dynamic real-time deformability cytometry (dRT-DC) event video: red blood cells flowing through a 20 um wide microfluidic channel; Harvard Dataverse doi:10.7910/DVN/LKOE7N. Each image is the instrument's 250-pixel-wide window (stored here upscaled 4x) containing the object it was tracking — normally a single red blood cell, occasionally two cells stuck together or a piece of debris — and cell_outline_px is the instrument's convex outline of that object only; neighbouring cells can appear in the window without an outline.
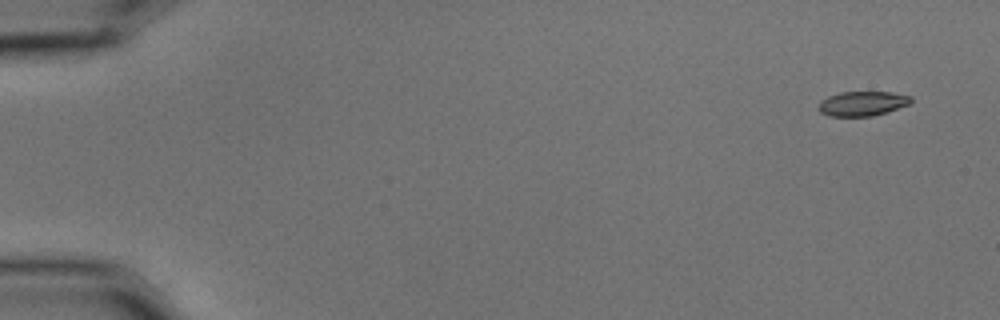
{"species": "common noctule bat (a hibernating species)", "species_latin": "Nyctalus noctula", "temperature_condition": "cold", "stored_images_in_passage": 6, "camera_frame_rate_fps": 3000, "um_per_image_px": 0.085, "animal": {"sex": "male", "body_mass_g": 15.6}, "frame": {"image": 1, "passage_image": 1, "time_ms": 0.0, "image_size_px": [1000, 320], "cell_outline_px": [[912, 100], [908, 104], [872, 116], [828, 116], [820, 112], [816, 108], [820, 100], [828, 96], [840, 92], [892, 92], [912, 96]], "centroid_in_image_um": [73.23, 8.79], "position_along_channel_um": 11.8, "area_um2": 13.24}}
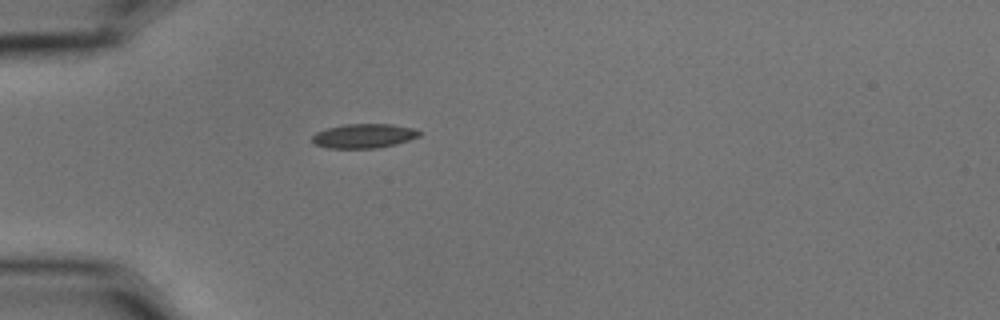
{"frame": {"image": 2, "passage_image": 5, "time_ms": 1.333, "image_size_px": [1000, 320], "cell_outline_px": [[424, 132], [420, 136], [396, 144], [376, 148], [328, 148], [316, 144], [312, 140], [312, 136], [316, 132], [328, 128], [344, 124], [392, 124], [412, 128]], "centroid_in_image_um": [30.96, 11.55], "position_along_channel_um": 54.0, "area_um2": 15.14}}